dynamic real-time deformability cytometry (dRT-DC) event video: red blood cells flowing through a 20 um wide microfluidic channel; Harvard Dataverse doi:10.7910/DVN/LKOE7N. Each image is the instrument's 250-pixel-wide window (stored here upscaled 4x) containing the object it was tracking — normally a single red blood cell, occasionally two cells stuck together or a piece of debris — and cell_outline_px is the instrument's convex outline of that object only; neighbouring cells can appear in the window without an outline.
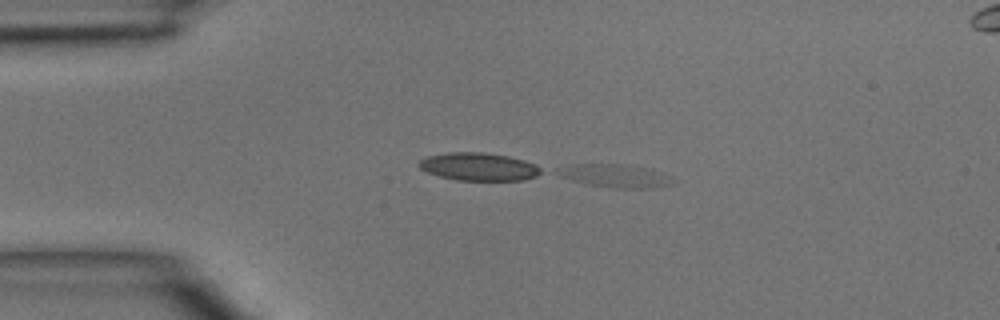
{"species": "common noctule bat (a hibernating species)", "species_latin": "Nyctalus noctula", "temperature_condition": "room temperature", "stored_images_in_passage": 4, "camera_frame_rate_fps": 3000, "um_per_image_px": 0.085, "animal": {"sex": "male", "body_mass_g": 15.6}, "frame": {"image": 1, "passage_image": 4, "time_ms": 1.0, "image_size_px": [1000, 320], "cell_outline_px": [[672, 184], [652, 188], [612, 188], [588, 184], [572, 180], [560, 176], [552, 172], [556, 168], [572, 164], [628, 164], [652, 168], [668, 176], [672, 180]], "centroid_in_image_um": [52.24, 14.93], "position_along_channel_um": 32.8, "area_um2": 15.72}}